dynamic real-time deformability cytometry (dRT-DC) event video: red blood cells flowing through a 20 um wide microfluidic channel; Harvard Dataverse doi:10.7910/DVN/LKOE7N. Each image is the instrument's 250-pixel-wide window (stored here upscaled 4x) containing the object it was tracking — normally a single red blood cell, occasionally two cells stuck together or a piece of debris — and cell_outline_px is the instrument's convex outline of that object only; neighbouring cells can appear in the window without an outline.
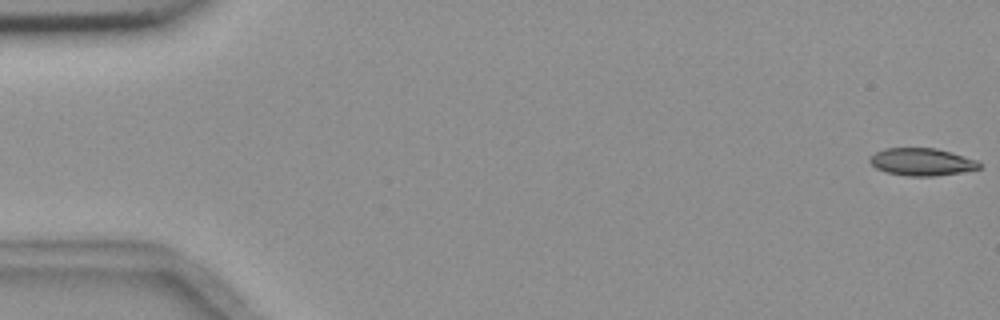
{"species": "common noctule bat (a hibernating species)", "species_latin": "Nyctalus noctula", "temperature_condition": "room temperature", "stored_images_in_passage": 8, "segment_of_instrument_passage": [1, 2], "camera_frame_rate_fps": 3000, "um_per_image_px": 0.085, "animal": {"sex": "female", "body_mass_g": 18.4}, "frame": {"image": 1, "passage_image": 1, "time_ms": 0.0, "image_size_px": [1000, 320], "cell_outline_px": [[980, 168], [964, 172], [936, 176], [908, 176], [888, 172], [876, 168], [868, 160], [868, 156], [884, 148], [936, 148], [952, 152], [976, 160], [980, 164]], "centroid_in_image_um": [78.34, 13.76], "position_along_channel_um": 6.7, "area_um2": 17.57}}
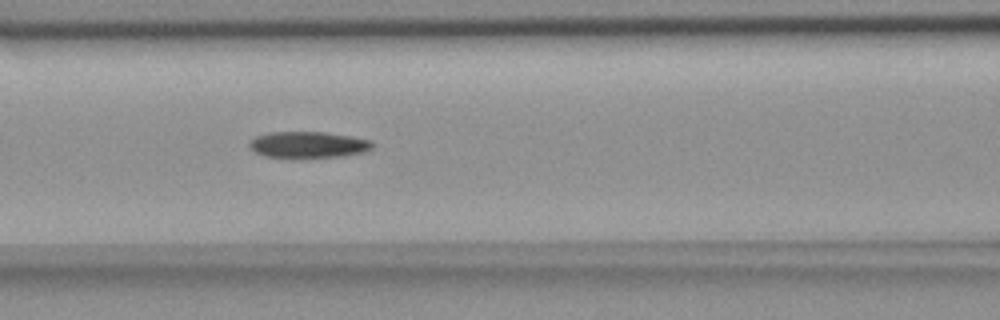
{"frame": {"image": 2, "passage_image": 7, "time_ms": 7.667, "image_size_px": [1000, 320], "cell_outline_px": [[376, 144], [372, 148], [364, 152], [344, 156], [264, 156], [256, 152], [248, 144], [256, 136], [268, 132], [324, 132], [352, 136], [372, 140]], "centroid_in_image_um": [26.27, 12.27], "position_along_channel_um": 140.3, "area_um2": 18.5}}